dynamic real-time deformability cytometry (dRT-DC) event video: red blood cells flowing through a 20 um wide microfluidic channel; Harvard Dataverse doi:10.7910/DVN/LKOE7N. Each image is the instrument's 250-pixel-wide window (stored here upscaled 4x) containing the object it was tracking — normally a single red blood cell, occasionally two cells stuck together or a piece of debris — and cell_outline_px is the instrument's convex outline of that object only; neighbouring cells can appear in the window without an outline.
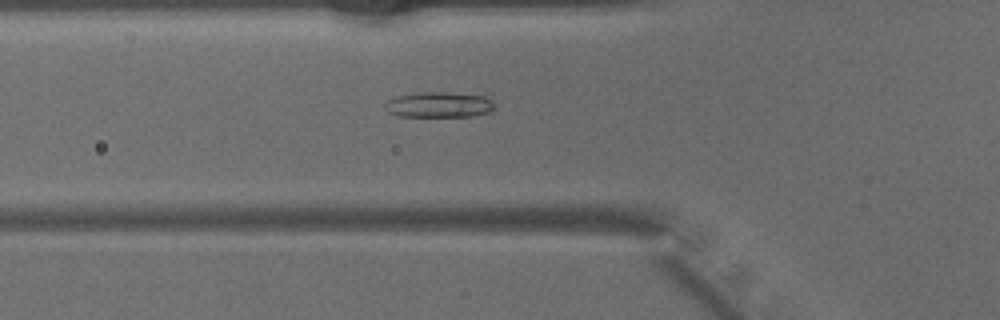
{"species": "common noctule bat (a hibernating species)", "species_latin": "Nyctalus noctula", "temperature_condition": "warm", "stored_images_in_passage": 46, "camera_frame_rate_fps": 3000, "um_per_image_px": 0.085, "animal": {"sex": "male", "body_mass_g": 15.6}, "frame": {"image": 1, "passage_image": 16, "time_ms": 5.0, "image_size_px": [1000, 320], "cell_outline_px": [[496, 108], [488, 112], [472, 116], [400, 116], [388, 112], [384, 108], [384, 104], [388, 100], [396, 96], [420, 92], [444, 92], [484, 96]], "centroid_in_image_um": [37.25, 8.9], "position_along_channel_um": 88.5, "area_um2": 16.07}}
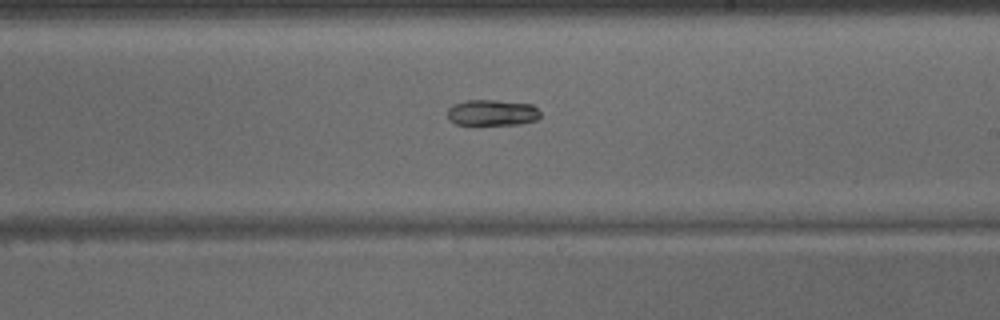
{"frame": {"image": 2, "passage_image": 27, "time_ms": 8.667, "image_size_px": [1000, 320], "cell_outline_px": [[540, 116], [536, 120], [520, 124], [456, 124], [448, 120], [448, 108], [452, 104], [464, 100], [496, 100], [532, 104], [540, 112]], "centroid_in_image_um": [41.81, 9.56], "position_along_channel_um": 247.2, "area_um2": 14.1}}
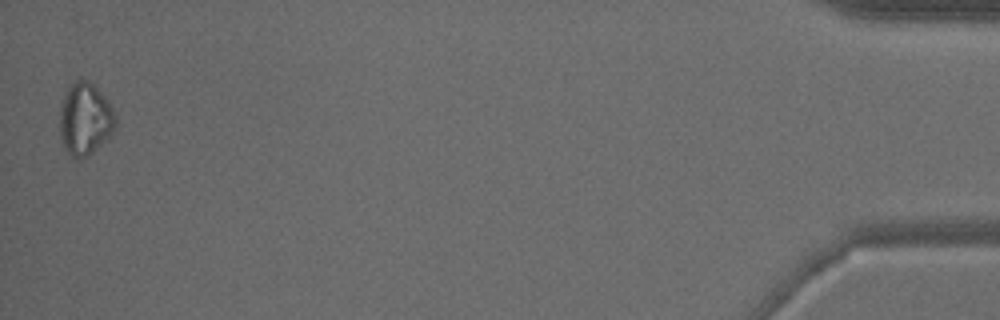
{"frame": {"image": 3, "passage_image": 46, "time_ms": 15.0, "image_size_px": [1000, 320], "cell_outline_px": [[116, 124], [112, 132], [88, 156], [80, 160], [72, 160], [64, 148], [60, 136], [60, 108], [64, 96], [72, 80], [88, 80], [104, 96], [112, 108], [116, 116]], "centroid_in_image_um": [7.2, 10.15], "position_along_channel_um": 428.0, "area_um2": 23.47}}